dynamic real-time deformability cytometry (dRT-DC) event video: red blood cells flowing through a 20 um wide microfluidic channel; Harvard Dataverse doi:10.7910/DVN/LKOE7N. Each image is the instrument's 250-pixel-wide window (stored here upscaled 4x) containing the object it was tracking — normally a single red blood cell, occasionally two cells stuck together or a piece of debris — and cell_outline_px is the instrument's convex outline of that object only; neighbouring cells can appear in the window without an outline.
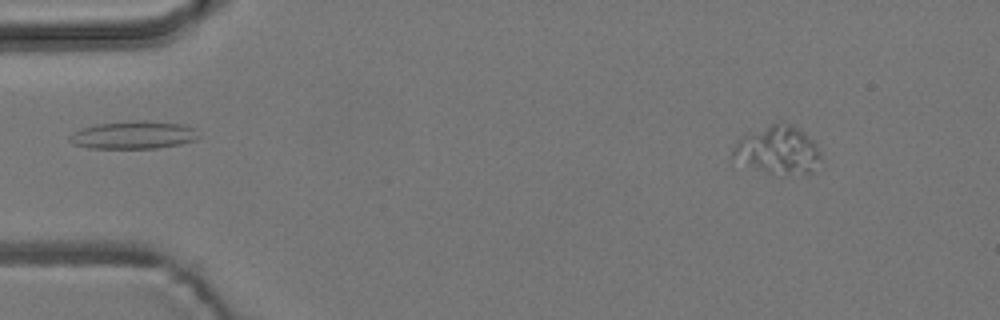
{"species": "common noctule bat (a hibernating species)", "species_latin": "Nyctalus noctula", "temperature_condition": "room temperature", "stored_images_in_passage": 5, "camera_frame_rate_fps": 3000, "um_per_image_px": 0.085, "animal": {"sex": "male", "body_mass_g": 19.2, "forearm_length_mm": 51.8}, "frame": {"image": 1, "passage_image": 1, "time_ms": 0.0, "image_size_px": [1000, 320], "cell_outline_px": [[820, 156], [812, 172], [768, 172], [732, 156], [732, 152], [736, 144], [744, 136], [776, 120], [780, 120], [792, 124], [808, 136], [816, 144], [820, 152]], "centroid_in_image_um": [66.16, 12.66], "position_along_channel_um": 18.8, "area_um2": 23.41}}
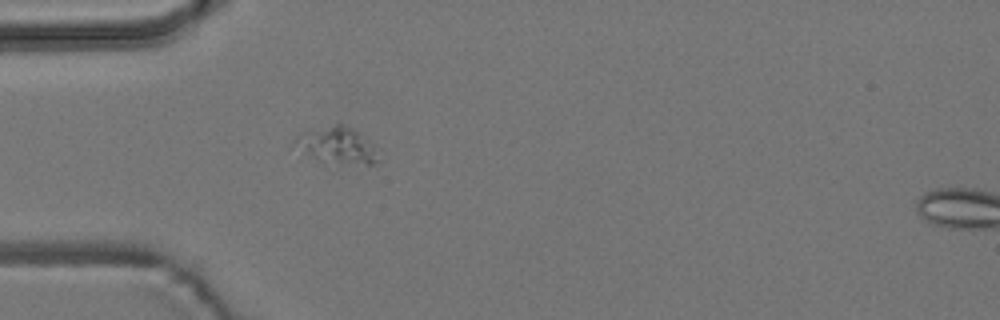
{"frame": {"image": 2, "passage_image": 4, "time_ms": 3.333, "image_size_px": [1000, 320], "cell_outline_px": [[380, 160], [372, 164], [368, 164], [336, 160], [316, 156], [292, 144], [296, 140], [336, 124], [340, 124], [352, 128], [368, 140], [372, 144]], "centroid_in_image_um": [28.84, 12.34], "position_along_channel_um": 56.2, "area_um2": 15.26}}